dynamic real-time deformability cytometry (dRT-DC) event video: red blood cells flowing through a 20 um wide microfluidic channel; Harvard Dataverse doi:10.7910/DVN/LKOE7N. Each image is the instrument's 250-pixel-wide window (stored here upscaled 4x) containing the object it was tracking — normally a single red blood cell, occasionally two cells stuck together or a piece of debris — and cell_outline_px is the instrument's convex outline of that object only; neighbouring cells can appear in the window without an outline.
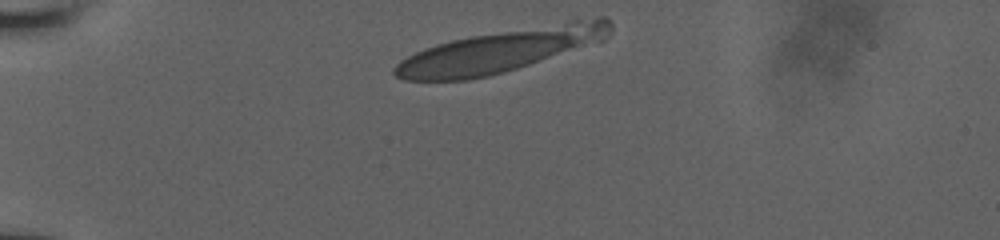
{"species": "human", "species_latin": "Homo sapiens", "temperature_condition": "room temperature", "stored_images_in_passage": 9, "camera_frame_rate_fps": 3000, "um_per_image_px": 0.085, "donor": {"sex": "male"}, "frame": {"image": 1, "passage_image": 1, "time_ms": 0.0, "image_size_px": [1000, 240], "cell_outline_px": [[612, 28], [608, 36], [604, 40], [504, 72], [488, 76], [468, 80], [404, 80], [396, 76], [392, 72], [392, 68], [400, 60], [424, 48], [436, 44], [452, 40], [472, 36], [596, 16], [604, 16], [612, 20]], "centroid_in_image_um": [42.57, 4.28], "position_along_channel_um": 42.4, "area_um2": 53.29}}